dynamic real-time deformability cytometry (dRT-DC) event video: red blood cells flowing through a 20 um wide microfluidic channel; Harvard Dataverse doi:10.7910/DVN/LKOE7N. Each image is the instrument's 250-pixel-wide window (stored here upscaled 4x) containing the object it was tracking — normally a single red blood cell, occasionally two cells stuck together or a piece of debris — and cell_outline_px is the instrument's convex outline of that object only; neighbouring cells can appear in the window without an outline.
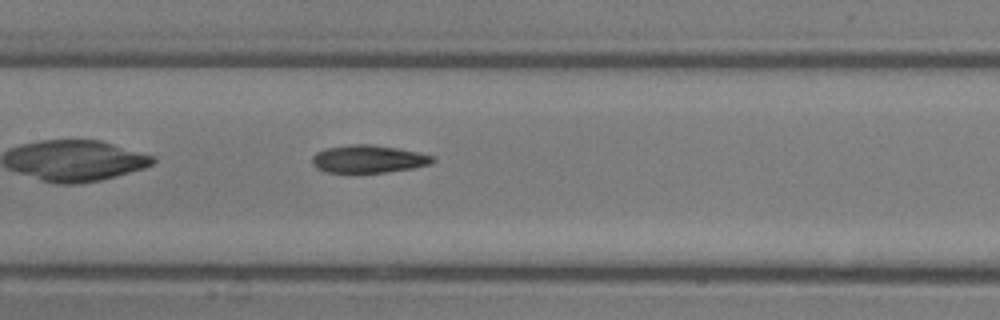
{"species": "common noctule bat (a hibernating species)", "species_latin": "Nyctalus noctula", "temperature_condition": "room temperature", "stored_images_in_passage": 16, "camera_frame_rate_fps": 3000, "um_per_image_px": 0.085, "animal": {"sex": "male", "body_mass_g": 13.3}, "frame": {"image": 1, "passage_image": 14, "time_ms": 4.333, "image_size_px": [1000, 320], "cell_outline_px": [[436, 160], [432, 164], [412, 168], [384, 172], [324, 172], [316, 168], [312, 164], [312, 156], [316, 152], [324, 148], [348, 144], [372, 144], [396, 148], [436, 156]], "centroid_in_image_um": [31.3, 13.5], "position_along_channel_um": 176.1, "area_um2": 19.59}}
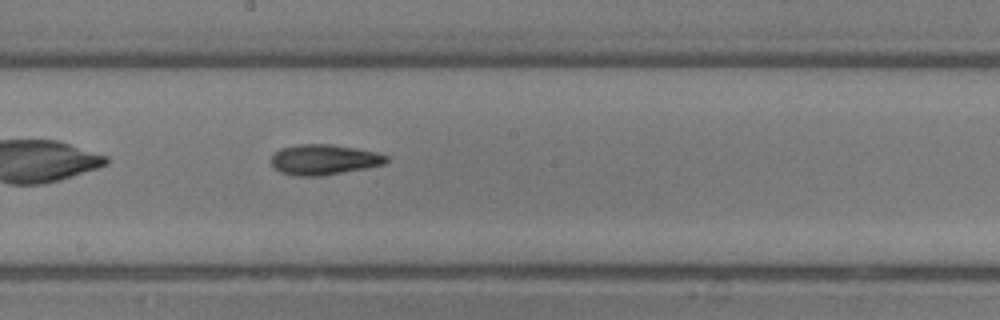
{"frame": {"image": 2, "passage_image": 16, "time_ms": 5.0, "image_size_px": [1000, 320], "cell_outline_px": [[388, 160], [384, 164], [368, 168], [320, 176], [296, 176], [280, 172], [272, 168], [272, 156], [280, 148], [296, 144], [328, 144], [356, 148], [376, 152], [388, 156]], "centroid_in_image_um": [27.52, 13.57], "position_along_channel_um": 220.7, "area_um2": 20.46}}